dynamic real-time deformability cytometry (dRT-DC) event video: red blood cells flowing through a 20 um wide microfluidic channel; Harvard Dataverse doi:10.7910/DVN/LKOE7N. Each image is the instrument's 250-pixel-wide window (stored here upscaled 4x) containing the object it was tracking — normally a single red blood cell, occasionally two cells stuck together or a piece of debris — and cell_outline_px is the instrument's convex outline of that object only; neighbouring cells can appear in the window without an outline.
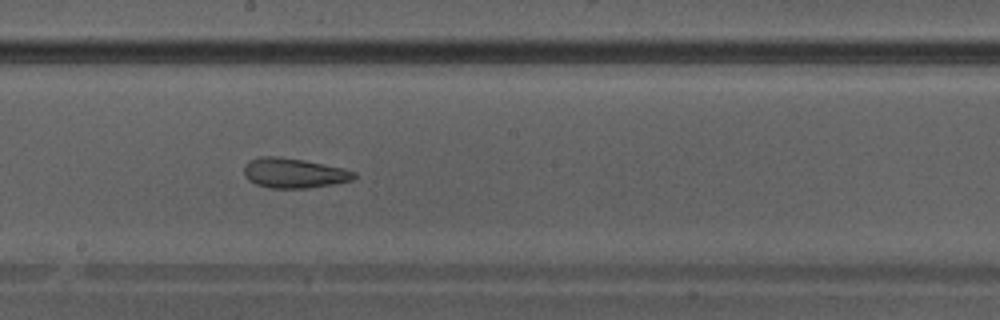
{"species": "Egyptian fruit bat (a non-hibernating species)", "species_latin": "Rousettus aegyptiacus", "temperature_condition": "warm", "stored_images_in_passage": 41, "camera_frame_rate_fps": 3000, "um_per_image_px": 0.085, "animal": {"sex": "male"}, "frame": {"image": 1, "passage_image": 23, "time_ms": 7.333, "image_size_px": [1000, 320], "cell_outline_px": [[356, 176], [352, 180], [332, 184], [308, 188], [268, 188], [256, 184], [248, 180], [244, 176], [244, 164], [248, 160], [260, 156], [276, 156], [304, 160], [344, 168], [356, 172]], "centroid_in_image_um": [24.94, 14.7], "position_along_channel_um": 223.3, "area_um2": 19.31}}